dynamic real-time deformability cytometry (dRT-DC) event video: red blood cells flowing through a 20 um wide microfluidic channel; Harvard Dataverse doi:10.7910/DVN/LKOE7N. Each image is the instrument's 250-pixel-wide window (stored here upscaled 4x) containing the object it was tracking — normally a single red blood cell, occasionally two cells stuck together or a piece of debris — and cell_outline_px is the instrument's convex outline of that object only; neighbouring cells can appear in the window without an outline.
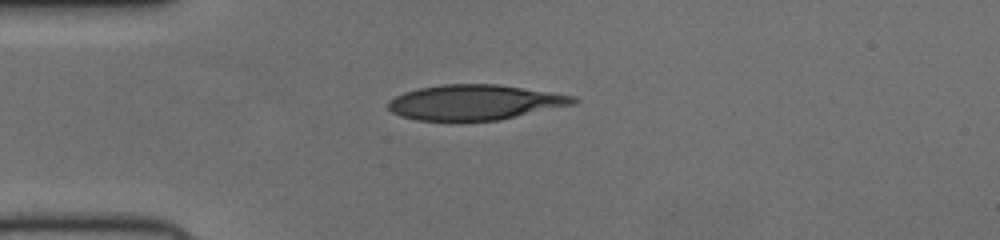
{"species": "human", "species_latin": "Homo sapiens", "temperature_condition": "cold", "stored_images_in_passage": 39, "camera_frame_rate_fps": 3000, "um_per_image_px": 0.085, "donor": {"sex": "female"}, "frame": {"image": 1, "passage_image": 1, "time_ms": 0.0, "image_size_px": [1000, 240], "cell_outline_px": [[580, 100], [576, 104], [500, 120], [416, 120], [400, 116], [392, 112], [388, 108], [388, 100], [404, 92], [420, 88], [444, 84], [496, 84], [576, 96]], "centroid_in_image_um": [40.38, 8.7], "position_along_channel_um": 44.6, "area_um2": 37.86}}
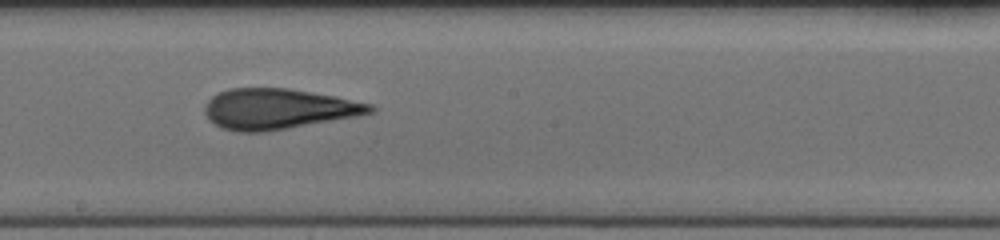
{"frame": {"image": 2, "passage_image": 16, "time_ms": 5.0, "image_size_px": [1000, 240], "cell_outline_px": [[376, 108], [372, 112], [356, 116], [264, 132], [240, 132], [220, 128], [208, 120], [204, 112], [204, 108], [208, 100], [212, 96], [228, 88], [288, 88], [332, 96], [372, 104]], "centroid_in_image_um": [23.57, 9.26], "position_along_channel_um": 224.6, "area_um2": 38.73}}
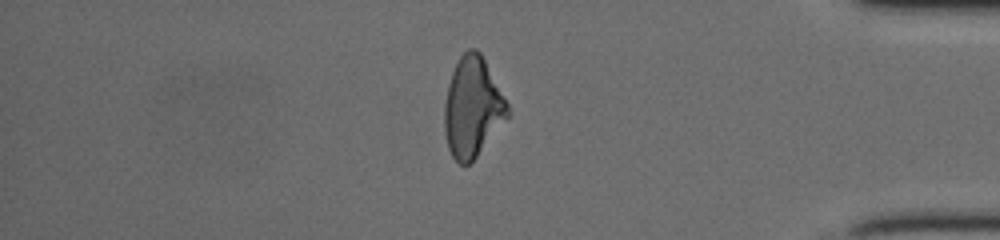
{"frame": {"image": 3, "passage_image": 31, "time_ms": 10.0, "image_size_px": [1000, 240], "cell_outline_px": [[508, 116], [476, 156], [468, 164], [460, 164], [452, 156], [448, 148], [444, 132], [444, 104], [448, 84], [452, 72], [460, 56], [468, 48], [476, 48], [480, 52], [508, 104]], "centroid_in_image_um": [40.13, 9.1], "position_along_channel_um": 395.1, "area_um2": 36.18}}